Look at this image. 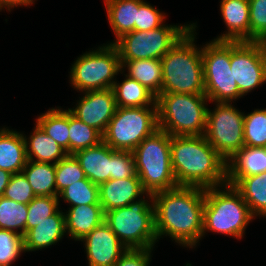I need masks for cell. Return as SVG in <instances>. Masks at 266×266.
<instances>
[{"label": "cell", "instance_id": "obj_1", "mask_svg": "<svg viewBox=\"0 0 266 266\" xmlns=\"http://www.w3.org/2000/svg\"><path fill=\"white\" fill-rule=\"evenodd\" d=\"M157 239L168 235L184 246H195L203 236L205 188L177 186L152 194Z\"/></svg>", "mask_w": 266, "mask_h": 266}, {"label": "cell", "instance_id": "obj_2", "mask_svg": "<svg viewBox=\"0 0 266 266\" xmlns=\"http://www.w3.org/2000/svg\"><path fill=\"white\" fill-rule=\"evenodd\" d=\"M171 166L178 186L224 187L227 161L204 135L171 136Z\"/></svg>", "mask_w": 266, "mask_h": 266}, {"label": "cell", "instance_id": "obj_3", "mask_svg": "<svg viewBox=\"0 0 266 266\" xmlns=\"http://www.w3.org/2000/svg\"><path fill=\"white\" fill-rule=\"evenodd\" d=\"M192 26L161 58V94H205L202 49L194 45Z\"/></svg>", "mask_w": 266, "mask_h": 266}, {"label": "cell", "instance_id": "obj_4", "mask_svg": "<svg viewBox=\"0 0 266 266\" xmlns=\"http://www.w3.org/2000/svg\"><path fill=\"white\" fill-rule=\"evenodd\" d=\"M171 136L157 129L146 137L133 151L136 174L147 196L178 186L171 166Z\"/></svg>", "mask_w": 266, "mask_h": 266}, {"label": "cell", "instance_id": "obj_5", "mask_svg": "<svg viewBox=\"0 0 266 266\" xmlns=\"http://www.w3.org/2000/svg\"><path fill=\"white\" fill-rule=\"evenodd\" d=\"M208 100L205 94H160L156 100L158 128L170 136L204 135Z\"/></svg>", "mask_w": 266, "mask_h": 266}, {"label": "cell", "instance_id": "obj_6", "mask_svg": "<svg viewBox=\"0 0 266 266\" xmlns=\"http://www.w3.org/2000/svg\"><path fill=\"white\" fill-rule=\"evenodd\" d=\"M224 186L227 189L225 191L217 187L205 188L203 235L211 230L241 238L255 216L234 186L227 183Z\"/></svg>", "mask_w": 266, "mask_h": 266}, {"label": "cell", "instance_id": "obj_7", "mask_svg": "<svg viewBox=\"0 0 266 266\" xmlns=\"http://www.w3.org/2000/svg\"><path fill=\"white\" fill-rule=\"evenodd\" d=\"M147 202L139 199L105 212L104 222L127 249H153L157 240L154 204Z\"/></svg>", "mask_w": 266, "mask_h": 266}, {"label": "cell", "instance_id": "obj_8", "mask_svg": "<svg viewBox=\"0 0 266 266\" xmlns=\"http://www.w3.org/2000/svg\"><path fill=\"white\" fill-rule=\"evenodd\" d=\"M157 129V106L117 107L103 133V142L114 150L132 152Z\"/></svg>", "mask_w": 266, "mask_h": 266}, {"label": "cell", "instance_id": "obj_9", "mask_svg": "<svg viewBox=\"0 0 266 266\" xmlns=\"http://www.w3.org/2000/svg\"><path fill=\"white\" fill-rule=\"evenodd\" d=\"M205 95L209 101L242 97L231 71V42L213 40L202 48Z\"/></svg>", "mask_w": 266, "mask_h": 266}, {"label": "cell", "instance_id": "obj_10", "mask_svg": "<svg viewBox=\"0 0 266 266\" xmlns=\"http://www.w3.org/2000/svg\"><path fill=\"white\" fill-rule=\"evenodd\" d=\"M121 70L118 49L110 43L77 58L70 72L71 83L82 92L109 89L115 82L114 76Z\"/></svg>", "mask_w": 266, "mask_h": 266}, {"label": "cell", "instance_id": "obj_11", "mask_svg": "<svg viewBox=\"0 0 266 266\" xmlns=\"http://www.w3.org/2000/svg\"><path fill=\"white\" fill-rule=\"evenodd\" d=\"M192 26L162 25L149 31L134 30L113 44L121 61L161 59Z\"/></svg>", "mask_w": 266, "mask_h": 266}, {"label": "cell", "instance_id": "obj_12", "mask_svg": "<svg viewBox=\"0 0 266 266\" xmlns=\"http://www.w3.org/2000/svg\"><path fill=\"white\" fill-rule=\"evenodd\" d=\"M212 112L207 109L205 138L228 161L244 146V113L229 102H217Z\"/></svg>", "mask_w": 266, "mask_h": 266}, {"label": "cell", "instance_id": "obj_13", "mask_svg": "<svg viewBox=\"0 0 266 266\" xmlns=\"http://www.w3.org/2000/svg\"><path fill=\"white\" fill-rule=\"evenodd\" d=\"M230 65L242 96L266 82V59L257 42H231Z\"/></svg>", "mask_w": 266, "mask_h": 266}, {"label": "cell", "instance_id": "obj_14", "mask_svg": "<svg viewBox=\"0 0 266 266\" xmlns=\"http://www.w3.org/2000/svg\"><path fill=\"white\" fill-rule=\"evenodd\" d=\"M71 114L86 125L97 129L102 135L116 111V102L112 88L87 91Z\"/></svg>", "mask_w": 266, "mask_h": 266}, {"label": "cell", "instance_id": "obj_15", "mask_svg": "<svg viewBox=\"0 0 266 266\" xmlns=\"http://www.w3.org/2000/svg\"><path fill=\"white\" fill-rule=\"evenodd\" d=\"M81 241H85L89 266H114L128 250L105 222Z\"/></svg>", "mask_w": 266, "mask_h": 266}, {"label": "cell", "instance_id": "obj_16", "mask_svg": "<svg viewBox=\"0 0 266 266\" xmlns=\"http://www.w3.org/2000/svg\"><path fill=\"white\" fill-rule=\"evenodd\" d=\"M99 200L104 213L119 207L128 206L130 203L147 193L139 177L125 179H110L98 185Z\"/></svg>", "mask_w": 266, "mask_h": 266}, {"label": "cell", "instance_id": "obj_17", "mask_svg": "<svg viewBox=\"0 0 266 266\" xmlns=\"http://www.w3.org/2000/svg\"><path fill=\"white\" fill-rule=\"evenodd\" d=\"M220 10L228 32L214 40L250 42L249 0H222Z\"/></svg>", "mask_w": 266, "mask_h": 266}, {"label": "cell", "instance_id": "obj_18", "mask_svg": "<svg viewBox=\"0 0 266 266\" xmlns=\"http://www.w3.org/2000/svg\"><path fill=\"white\" fill-rule=\"evenodd\" d=\"M263 172H266L265 148L244 145L227 161L226 183L235 186L243 177Z\"/></svg>", "mask_w": 266, "mask_h": 266}, {"label": "cell", "instance_id": "obj_19", "mask_svg": "<svg viewBox=\"0 0 266 266\" xmlns=\"http://www.w3.org/2000/svg\"><path fill=\"white\" fill-rule=\"evenodd\" d=\"M87 179L97 185L111 179V147L103 141L73 154Z\"/></svg>", "mask_w": 266, "mask_h": 266}, {"label": "cell", "instance_id": "obj_20", "mask_svg": "<svg viewBox=\"0 0 266 266\" xmlns=\"http://www.w3.org/2000/svg\"><path fill=\"white\" fill-rule=\"evenodd\" d=\"M63 214L58 209L52 216L28 230L23 236L24 250L27 252L39 250L51 246L62 239L64 233H66Z\"/></svg>", "mask_w": 266, "mask_h": 266}, {"label": "cell", "instance_id": "obj_21", "mask_svg": "<svg viewBox=\"0 0 266 266\" xmlns=\"http://www.w3.org/2000/svg\"><path fill=\"white\" fill-rule=\"evenodd\" d=\"M67 213L64 214L65 228L69 236L75 240H81L101 225L105 219L101 204L73 206Z\"/></svg>", "mask_w": 266, "mask_h": 266}, {"label": "cell", "instance_id": "obj_22", "mask_svg": "<svg viewBox=\"0 0 266 266\" xmlns=\"http://www.w3.org/2000/svg\"><path fill=\"white\" fill-rule=\"evenodd\" d=\"M27 162L26 142L23 134L2 128L0 130V169L11 174L22 172Z\"/></svg>", "mask_w": 266, "mask_h": 266}, {"label": "cell", "instance_id": "obj_23", "mask_svg": "<svg viewBox=\"0 0 266 266\" xmlns=\"http://www.w3.org/2000/svg\"><path fill=\"white\" fill-rule=\"evenodd\" d=\"M29 138L27 141L25 136L27 160L45 163L54 161L53 163L56 164L68 155L67 151L48 136L37 123Z\"/></svg>", "mask_w": 266, "mask_h": 266}, {"label": "cell", "instance_id": "obj_24", "mask_svg": "<svg viewBox=\"0 0 266 266\" xmlns=\"http://www.w3.org/2000/svg\"><path fill=\"white\" fill-rule=\"evenodd\" d=\"M109 23L116 38L135 30L139 0H105Z\"/></svg>", "mask_w": 266, "mask_h": 266}, {"label": "cell", "instance_id": "obj_25", "mask_svg": "<svg viewBox=\"0 0 266 266\" xmlns=\"http://www.w3.org/2000/svg\"><path fill=\"white\" fill-rule=\"evenodd\" d=\"M121 83L114 82L112 90L117 107H149L157 106V97L138 81L125 75Z\"/></svg>", "mask_w": 266, "mask_h": 266}, {"label": "cell", "instance_id": "obj_26", "mask_svg": "<svg viewBox=\"0 0 266 266\" xmlns=\"http://www.w3.org/2000/svg\"><path fill=\"white\" fill-rule=\"evenodd\" d=\"M122 68L127 66L128 77L138 81L156 97L161 94L162 65L161 59L121 61Z\"/></svg>", "mask_w": 266, "mask_h": 266}, {"label": "cell", "instance_id": "obj_27", "mask_svg": "<svg viewBox=\"0 0 266 266\" xmlns=\"http://www.w3.org/2000/svg\"><path fill=\"white\" fill-rule=\"evenodd\" d=\"M22 172L32 187L35 196H56V175L53 162L27 160Z\"/></svg>", "mask_w": 266, "mask_h": 266}, {"label": "cell", "instance_id": "obj_28", "mask_svg": "<svg viewBox=\"0 0 266 266\" xmlns=\"http://www.w3.org/2000/svg\"><path fill=\"white\" fill-rule=\"evenodd\" d=\"M234 187L254 216H266V172L243 177Z\"/></svg>", "mask_w": 266, "mask_h": 266}, {"label": "cell", "instance_id": "obj_29", "mask_svg": "<svg viewBox=\"0 0 266 266\" xmlns=\"http://www.w3.org/2000/svg\"><path fill=\"white\" fill-rule=\"evenodd\" d=\"M37 124L69 155V109H50L39 116Z\"/></svg>", "mask_w": 266, "mask_h": 266}, {"label": "cell", "instance_id": "obj_30", "mask_svg": "<svg viewBox=\"0 0 266 266\" xmlns=\"http://www.w3.org/2000/svg\"><path fill=\"white\" fill-rule=\"evenodd\" d=\"M102 141L103 135L97 129L86 125L69 111V155L97 146Z\"/></svg>", "mask_w": 266, "mask_h": 266}, {"label": "cell", "instance_id": "obj_31", "mask_svg": "<svg viewBox=\"0 0 266 266\" xmlns=\"http://www.w3.org/2000/svg\"><path fill=\"white\" fill-rule=\"evenodd\" d=\"M28 215L27 204L17 203L4 196L0 197V229L17 232L24 236Z\"/></svg>", "mask_w": 266, "mask_h": 266}, {"label": "cell", "instance_id": "obj_32", "mask_svg": "<svg viewBox=\"0 0 266 266\" xmlns=\"http://www.w3.org/2000/svg\"><path fill=\"white\" fill-rule=\"evenodd\" d=\"M58 196L69 202L71 207L100 204L98 185L87 178L66 187Z\"/></svg>", "mask_w": 266, "mask_h": 266}, {"label": "cell", "instance_id": "obj_33", "mask_svg": "<svg viewBox=\"0 0 266 266\" xmlns=\"http://www.w3.org/2000/svg\"><path fill=\"white\" fill-rule=\"evenodd\" d=\"M244 145L266 146V109H257L244 115Z\"/></svg>", "mask_w": 266, "mask_h": 266}, {"label": "cell", "instance_id": "obj_34", "mask_svg": "<svg viewBox=\"0 0 266 266\" xmlns=\"http://www.w3.org/2000/svg\"><path fill=\"white\" fill-rule=\"evenodd\" d=\"M56 196L66 187L86 178L79 161L74 155H67L55 164Z\"/></svg>", "mask_w": 266, "mask_h": 266}, {"label": "cell", "instance_id": "obj_35", "mask_svg": "<svg viewBox=\"0 0 266 266\" xmlns=\"http://www.w3.org/2000/svg\"><path fill=\"white\" fill-rule=\"evenodd\" d=\"M28 206L26 232L52 216L59 206L58 196H36Z\"/></svg>", "mask_w": 266, "mask_h": 266}, {"label": "cell", "instance_id": "obj_36", "mask_svg": "<svg viewBox=\"0 0 266 266\" xmlns=\"http://www.w3.org/2000/svg\"><path fill=\"white\" fill-rule=\"evenodd\" d=\"M24 250L23 236L18 232L0 229V266H10Z\"/></svg>", "mask_w": 266, "mask_h": 266}, {"label": "cell", "instance_id": "obj_37", "mask_svg": "<svg viewBox=\"0 0 266 266\" xmlns=\"http://www.w3.org/2000/svg\"><path fill=\"white\" fill-rule=\"evenodd\" d=\"M3 196L23 204H29L36 197L23 172L11 175Z\"/></svg>", "mask_w": 266, "mask_h": 266}, {"label": "cell", "instance_id": "obj_38", "mask_svg": "<svg viewBox=\"0 0 266 266\" xmlns=\"http://www.w3.org/2000/svg\"><path fill=\"white\" fill-rule=\"evenodd\" d=\"M138 177L132 152L111 148V179Z\"/></svg>", "mask_w": 266, "mask_h": 266}, {"label": "cell", "instance_id": "obj_39", "mask_svg": "<svg viewBox=\"0 0 266 266\" xmlns=\"http://www.w3.org/2000/svg\"><path fill=\"white\" fill-rule=\"evenodd\" d=\"M250 42L266 33V0H249Z\"/></svg>", "mask_w": 266, "mask_h": 266}, {"label": "cell", "instance_id": "obj_40", "mask_svg": "<svg viewBox=\"0 0 266 266\" xmlns=\"http://www.w3.org/2000/svg\"><path fill=\"white\" fill-rule=\"evenodd\" d=\"M164 15L149 3L139 0L135 31H149L162 26Z\"/></svg>", "mask_w": 266, "mask_h": 266}, {"label": "cell", "instance_id": "obj_41", "mask_svg": "<svg viewBox=\"0 0 266 266\" xmlns=\"http://www.w3.org/2000/svg\"><path fill=\"white\" fill-rule=\"evenodd\" d=\"M152 249H128L114 266H148Z\"/></svg>", "mask_w": 266, "mask_h": 266}, {"label": "cell", "instance_id": "obj_42", "mask_svg": "<svg viewBox=\"0 0 266 266\" xmlns=\"http://www.w3.org/2000/svg\"><path fill=\"white\" fill-rule=\"evenodd\" d=\"M33 3V0H0V10L2 7H7L8 11L10 8L15 7L16 5H30Z\"/></svg>", "mask_w": 266, "mask_h": 266}, {"label": "cell", "instance_id": "obj_43", "mask_svg": "<svg viewBox=\"0 0 266 266\" xmlns=\"http://www.w3.org/2000/svg\"><path fill=\"white\" fill-rule=\"evenodd\" d=\"M11 173L7 170L0 169V197L3 196L5 188L7 187Z\"/></svg>", "mask_w": 266, "mask_h": 266}, {"label": "cell", "instance_id": "obj_44", "mask_svg": "<svg viewBox=\"0 0 266 266\" xmlns=\"http://www.w3.org/2000/svg\"><path fill=\"white\" fill-rule=\"evenodd\" d=\"M256 42L259 44L262 50L263 56L266 59V33L262 37H260Z\"/></svg>", "mask_w": 266, "mask_h": 266}]
</instances>
